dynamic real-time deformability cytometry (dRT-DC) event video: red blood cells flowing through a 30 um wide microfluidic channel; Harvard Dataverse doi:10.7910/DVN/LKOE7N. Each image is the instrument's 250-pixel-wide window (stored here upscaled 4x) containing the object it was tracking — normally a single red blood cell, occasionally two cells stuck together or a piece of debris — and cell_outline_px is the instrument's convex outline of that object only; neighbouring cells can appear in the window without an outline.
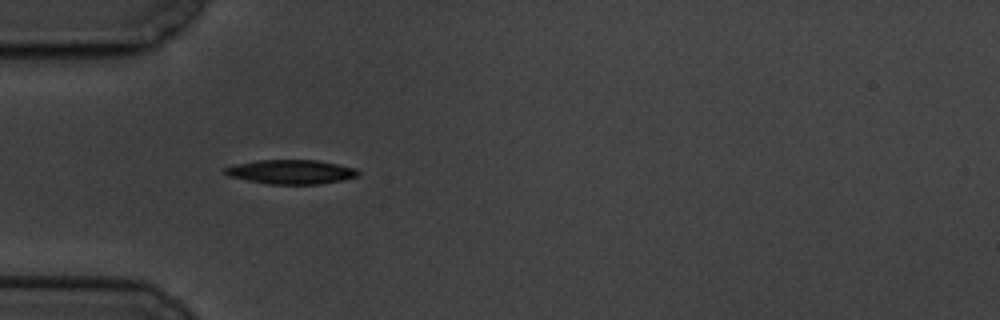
{"species": "common noctule bat (a hibernating species)", "species_latin": "Nyctalus noctula", "temperature_condition": "cold", "stored_images_in_passage": 6, "camera_frame_rate_fps": 3000, "um_per_image_px": 0.085, "animal": {"sex": "male", "body_mass_g": 19.5, "forearm_length_mm": 54.6}, "frame": {"image": 1, "passage_image": 5, "time_ms": 5.667, "image_size_px": [1000, 320], "cell_outline_px": [[360, 176], [344, 180], [320, 184], [268, 184], [228, 176], [224, 172], [224, 168], [236, 164], [256, 160], [316, 160], [356, 168], [360, 172]], "centroid_in_image_um": [24.77, 14.61], "position_along_channel_um": 60.2, "area_um2": 18.84}}
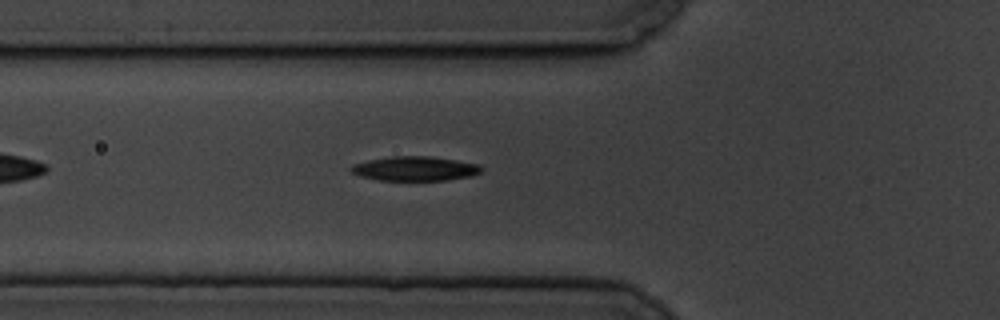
{"frame": {"image": 2, "passage_image": 6, "time_ms": 6.667, "image_size_px": [1000, 320], "cell_outline_px": [[484, 168], [480, 172], [472, 176], [448, 180], [376, 180], [360, 176], [352, 172], [348, 168], [352, 164], [368, 160], [392, 156], [432, 156], [480, 164]], "centroid_in_image_um": [35.28, 14.33], "position_along_channel_um": 90.5, "area_um2": 18.73}}